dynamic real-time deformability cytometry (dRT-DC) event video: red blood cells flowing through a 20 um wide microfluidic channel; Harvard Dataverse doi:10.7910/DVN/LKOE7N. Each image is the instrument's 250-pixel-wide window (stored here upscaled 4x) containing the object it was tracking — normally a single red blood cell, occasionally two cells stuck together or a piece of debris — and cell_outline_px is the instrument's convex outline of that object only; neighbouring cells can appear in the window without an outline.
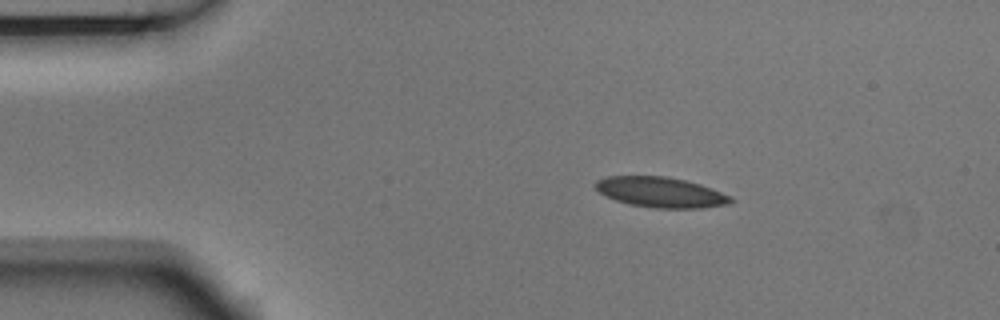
{"species": "Egyptian fruit bat (a non-hibernating species)", "species_latin": "Rousettus aegyptiacus", "temperature_condition": "room temperature", "stored_images_in_passage": 4, "segment_of_instrument_passage": [1, 2], "camera_frame_rate_fps": 3000, "um_per_image_px": 0.085, "animal": {"sex": "male"}, "frame": {"image": 1, "passage_image": 2, "time_ms": 0.333, "image_size_px": [1000, 320], "cell_outline_px": [[736, 200], [728, 204], [700, 208], [656, 208], [628, 204], [616, 200], [600, 192], [596, 188], [596, 180], [608, 176], [668, 176], [700, 184], [712, 188], [732, 196]], "centroid_in_image_um": [56.21, 16.34], "position_along_channel_um": 28.8, "area_um2": 23.87}}